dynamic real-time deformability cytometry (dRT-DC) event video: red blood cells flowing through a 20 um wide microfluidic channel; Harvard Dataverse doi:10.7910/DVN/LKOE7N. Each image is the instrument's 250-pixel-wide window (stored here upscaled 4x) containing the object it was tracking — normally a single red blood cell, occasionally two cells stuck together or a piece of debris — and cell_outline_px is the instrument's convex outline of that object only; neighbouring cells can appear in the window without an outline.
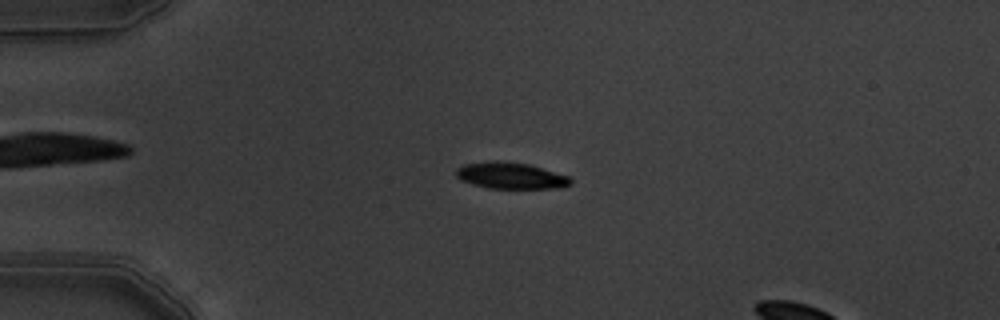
{"species": "common noctule bat (a hibernating species)", "species_latin": "Nyctalus noctula", "temperature_condition": "warm", "stored_images_in_passage": 5, "segment_of_instrument_passage": [1, 2], "camera_frame_rate_fps": 3000, "um_per_image_px": 0.085, "animal": {"sex": "male", "body_mass_g": 19.5, "forearm_length_mm": 54.6}, "frame": {"image": 1, "passage_image": 3, "time_ms": 0.667, "image_size_px": [1000, 320], "cell_outline_px": [[572, 184], [564, 188], [488, 188], [472, 184], [460, 180], [456, 176], [456, 168], [464, 164], [488, 160], [504, 160], [528, 164], [568, 176], [572, 180]], "centroid_in_image_um": [43.39, 14.92], "position_along_channel_um": 41.6, "area_um2": 17.86}}